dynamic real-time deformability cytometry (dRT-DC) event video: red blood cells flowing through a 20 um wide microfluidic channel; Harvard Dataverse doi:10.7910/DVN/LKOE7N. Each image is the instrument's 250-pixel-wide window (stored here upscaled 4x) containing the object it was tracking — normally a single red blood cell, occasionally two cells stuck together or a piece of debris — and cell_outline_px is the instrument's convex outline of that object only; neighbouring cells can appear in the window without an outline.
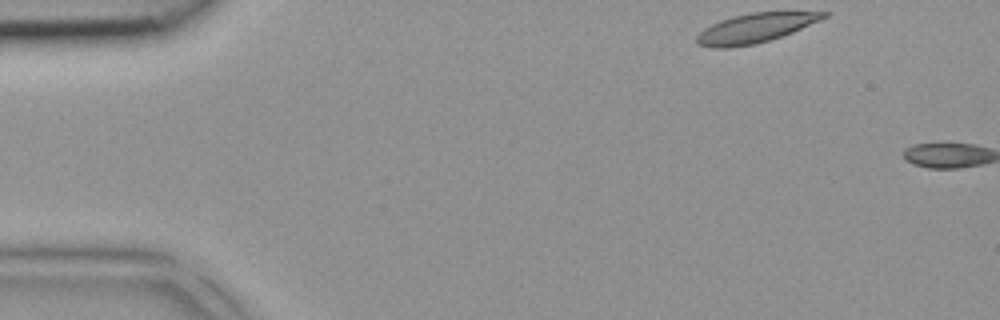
{"species": "common noctule bat (a hibernating species)", "species_latin": "Nyctalus noctula", "temperature_condition": "room temperature", "stored_images_in_passage": 2, "camera_frame_rate_fps": 3000, "um_per_image_px": 0.085, "animal": {"sex": "female", "body_mass_g": 18.4}, "frame": {"image": 1, "passage_image": 1, "time_ms": 0.0, "image_size_px": [1000, 320], "cell_outline_px": [[832, 12], [828, 16], [820, 20], [792, 32], [756, 44], [728, 48], [712, 48], [696, 44], [696, 36], [704, 28], [720, 20], [732, 16], [752, 12]], "centroid_in_image_um": [64.15, 2.39], "position_along_channel_um": 20.8, "area_um2": 21.62}}